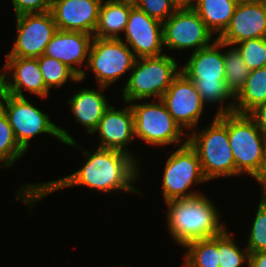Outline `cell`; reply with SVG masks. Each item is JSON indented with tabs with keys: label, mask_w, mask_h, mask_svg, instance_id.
<instances>
[{
	"label": "cell",
	"mask_w": 266,
	"mask_h": 267,
	"mask_svg": "<svg viewBox=\"0 0 266 267\" xmlns=\"http://www.w3.org/2000/svg\"><path fill=\"white\" fill-rule=\"evenodd\" d=\"M96 132L100 136L99 148L118 150L135 157L127 150V144L135 136L134 114L130 105L123 110H116L114 106H109L99 121L94 133Z\"/></svg>",
	"instance_id": "19"
},
{
	"label": "cell",
	"mask_w": 266,
	"mask_h": 267,
	"mask_svg": "<svg viewBox=\"0 0 266 267\" xmlns=\"http://www.w3.org/2000/svg\"><path fill=\"white\" fill-rule=\"evenodd\" d=\"M25 98L0 92V108L6 114L18 144L25 151L29 147L30 139L41 133L51 134L63 144L82 149L65 129L51 122L47 114Z\"/></svg>",
	"instance_id": "4"
},
{
	"label": "cell",
	"mask_w": 266,
	"mask_h": 267,
	"mask_svg": "<svg viewBox=\"0 0 266 267\" xmlns=\"http://www.w3.org/2000/svg\"><path fill=\"white\" fill-rule=\"evenodd\" d=\"M225 81L228 89L236 96L244 87L250 69L242 59L240 51L236 46L224 51Z\"/></svg>",
	"instance_id": "25"
},
{
	"label": "cell",
	"mask_w": 266,
	"mask_h": 267,
	"mask_svg": "<svg viewBox=\"0 0 266 267\" xmlns=\"http://www.w3.org/2000/svg\"><path fill=\"white\" fill-rule=\"evenodd\" d=\"M124 32L125 39L136 58L158 57L165 54H162L163 23L137 7L131 8Z\"/></svg>",
	"instance_id": "14"
},
{
	"label": "cell",
	"mask_w": 266,
	"mask_h": 267,
	"mask_svg": "<svg viewBox=\"0 0 266 267\" xmlns=\"http://www.w3.org/2000/svg\"><path fill=\"white\" fill-rule=\"evenodd\" d=\"M184 267H219L218 236L188 242Z\"/></svg>",
	"instance_id": "24"
},
{
	"label": "cell",
	"mask_w": 266,
	"mask_h": 267,
	"mask_svg": "<svg viewBox=\"0 0 266 267\" xmlns=\"http://www.w3.org/2000/svg\"><path fill=\"white\" fill-rule=\"evenodd\" d=\"M157 103L130 102L134 114V135L149 145L180 143L182 128L175 122L161 99Z\"/></svg>",
	"instance_id": "10"
},
{
	"label": "cell",
	"mask_w": 266,
	"mask_h": 267,
	"mask_svg": "<svg viewBox=\"0 0 266 267\" xmlns=\"http://www.w3.org/2000/svg\"><path fill=\"white\" fill-rule=\"evenodd\" d=\"M196 2L197 0H172L176 9H194Z\"/></svg>",
	"instance_id": "36"
},
{
	"label": "cell",
	"mask_w": 266,
	"mask_h": 267,
	"mask_svg": "<svg viewBox=\"0 0 266 267\" xmlns=\"http://www.w3.org/2000/svg\"><path fill=\"white\" fill-rule=\"evenodd\" d=\"M6 59L3 71L0 73L1 92L24 97L23 87L41 98L48 96L49 89L45 85L38 58L6 57ZM7 70H11L13 75L8 76Z\"/></svg>",
	"instance_id": "15"
},
{
	"label": "cell",
	"mask_w": 266,
	"mask_h": 267,
	"mask_svg": "<svg viewBox=\"0 0 266 267\" xmlns=\"http://www.w3.org/2000/svg\"><path fill=\"white\" fill-rule=\"evenodd\" d=\"M194 9H177L163 22L164 47L175 50L194 48V52L215 41Z\"/></svg>",
	"instance_id": "12"
},
{
	"label": "cell",
	"mask_w": 266,
	"mask_h": 267,
	"mask_svg": "<svg viewBox=\"0 0 266 267\" xmlns=\"http://www.w3.org/2000/svg\"><path fill=\"white\" fill-rule=\"evenodd\" d=\"M135 60L133 51L121 38L93 37L87 65L94 72L101 91L132 70Z\"/></svg>",
	"instance_id": "9"
},
{
	"label": "cell",
	"mask_w": 266,
	"mask_h": 267,
	"mask_svg": "<svg viewBox=\"0 0 266 267\" xmlns=\"http://www.w3.org/2000/svg\"><path fill=\"white\" fill-rule=\"evenodd\" d=\"M83 155L88 159L75 173L47 183L24 184L17 191L16 199L22 198L23 203L32 207L46 195L74 185H84L103 193L138 191L132 185L140 176L136 158L118 150L99 147L93 154L83 150Z\"/></svg>",
	"instance_id": "1"
},
{
	"label": "cell",
	"mask_w": 266,
	"mask_h": 267,
	"mask_svg": "<svg viewBox=\"0 0 266 267\" xmlns=\"http://www.w3.org/2000/svg\"><path fill=\"white\" fill-rule=\"evenodd\" d=\"M186 140L172 153L166 161L163 173V193L165 202L188 199L201 195L195 191H188L193 184L208 181L201 169L196 151Z\"/></svg>",
	"instance_id": "8"
},
{
	"label": "cell",
	"mask_w": 266,
	"mask_h": 267,
	"mask_svg": "<svg viewBox=\"0 0 266 267\" xmlns=\"http://www.w3.org/2000/svg\"><path fill=\"white\" fill-rule=\"evenodd\" d=\"M246 245L249 253L266 251V200H261Z\"/></svg>",
	"instance_id": "30"
},
{
	"label": "cell",
	"mask_w": 266,
	"mask_h": 267,
	"mask_svg": "<svg viewBox=\"0 0 266 267\" xmlns=\"http://www.w3.org/2000/svg\"><path fill=\"white\" fill-rule=\"evenodd\" d=\"M226 127L236 176L253 175L266 151V139L247 114H221L216 116Z\"/></svg>",
	"instance_id": "7"
},
{
	"label": "cell",
	"mask_w": 266,
	"mask_h": 267,
	"mask_svg": "<svg viewBox=\"0 0 266 267\" xmlns=\"http://www.w3.org/2000/svg\"><path fill=\"white\" fill-rule=\"evenodd\" d=\"M244 251L240 250L226 229L218 235L219 267H242L243 263L249 265L250 253L246 247Z\"/></svg>",
	"instance_id": "28"
},
{
	"label": "cell",
	"mask_w": 266,
	"mask_h": 267,
	"mask_svg": "<svg viewBox=\"0 0 266 267\" xmlns=\"http://www.w3.org/2000/svg\"><path fill=\"white\" fill-rule=\"evenodd\" d=\"M247 115L255 122L266 139V103L256 106Z\"/></svg>",
	"instance_id": "33"
},
{
	"label": "cell",
	"mask_w": 266,
	"mask_h": 267,
	"mask_svg": "<svg viewBox=\"0 0 266 267\" xmlns=\"http://www.w3.org/2000/svg\"><path fill=\"white\" fill-rule=\"evenodd\" d=\"M39 67L43 75L46 87H61L67 80L79 82L80 77L66 64L61 61L42 55L38 57Z\"/></svg>",
	"instance_id": "26"
},
{
	"label": "cell",
	"mask_w": 266,
	"mask_h": 267,
	"mask_svg": "<svg viewBox=\"0 0 266 267\" xmlns=\"http://www.w3.org/2000/svg\"><path fill=\"white\" fill-rule=\"evenodd\" d=\"M114 2L130 6L132 8L137 7L141 0H112Z\"/></svg>",
	"instance_id": "37"
},
{
	"label": "cell",
	"mask_w": 266,
	"mask_h": 267,
	"mask_svg": "<svg viewBox=\"0 0 266 267\" xmlns=\"http://www.w3.org/2000/svg\"><path fill=\"white\" fill-rule=\"evenodd\" d=\"M15 16L26 13H41L51 10L53 0H11Z\"/></svg>",
	"instance_id": "32"
},
{
	"label": "cell",
	"mask_w": 266,
	"mask_h": 267,
	"mask_svg": "<svg viewBox=\"0 0 266 267\" xmlns=\"http://www.w3.org/2000/svg\"><path fill=\"white\" fill-rule=\"evenodd\" d=\"M91 39L93 35L88 33L57 30L47 44L43 55L66 64L80 77L81 82L86 78L87 73L79 66H82L84 61L86 65L88 64Z\"/></svg>",
	"instance_id": "18"
},
{
	"label": "cell",
	"mask_w": 266,
	"mask_h": 267,
	"mask_svg": "<svg viewBox=\"0 0 266 267\" xmlns=\"http://www.w3.org/2000/svg\"><path fill=\"white\" fill-rule=\"evenodd\" d=\"M166 204L168 231L178 245L184 246L193 240L218 236L226 228L220 222L217 207L203 194Z\"/></svg>",
	"instance_id": "3"
},
{
	"label": "cell",
	"mask_w": 266,
	"mask_h": 267,
	"mask_svg": "<svg viewBox=\"0 0 266 267\" xmlns=\"http://www.w3.org/2000/svg\"><path fill=\"white\" fill-rule=\"evenodd\" d=\"M236 45L250 71L266 67V38L245 40Z\"/></svg>",
	"instance_id": "29"
},
{
	"label": "cell",
	"mask_w": 266,
	"mask_h": 267,
	"mask_svg": "<svg viewBox=\"0 0 266 267\" xmlns=\"http://www.w3.org/2000/svg\"><path fill=\"white\" fill-rule=\"evenodd\" d=\"M103 0H53L51 14L57 30L94 33Z\"/></svg>",
	"instance_id": "17"
},
{
	"label": "cell",
	"mask_w": 266,
	"mask_h": 267,
	"mask_svg": "<svg viewBox=\"0 0 266 267\" xmlns=\"http://www.w3.org/2000/svg\"><path fill=\"white\" fill-rule=\"evenodd\" d=\"M249 267H266V251L251 253Z\"/></svg>",
	"instance_id": "35"
},
{
	"label": "cell",
	"mask_w": 266,
	"mask_h": 267,
	"mask_svg": "<svg viewBox=\"0 0 266 267\" xmlns=\"http://www.w3.org/2000/svg\"><path fill=\"white\" fill-rule=\"evenodd\" d=\"M106 97L94 89H82L68 100L77 123L85 126L88 134H94L105 110L110 106Z\"/></svg>",
	"instance_id": "20"
},
{
	"label": "cell",
	"mask_w": 266,
	"mask_h": 267,
	"mask_svg": "<svg viewBox=\"0 0 266 267\" xmlns=\"http://www.w3.org/2000/svg\"><path fill=\"white\" fill-rule=\"evenodd\" d=\"M187 142L196 151L202 172L208 181L236 176L227 127L216 116L207 128L187 135Z\"/></svg>",
	"instance_id": "6"
},
{
	"label": "cell",
	"mask_w": 266,
	"mask_h": 267,
	"mask_svg": "<svg viewBox=\"0 0 266 267\" xmlns=\"http://www.w3.org/2000/svg\"><path fill=\"white\" fill-rule=\"evenodd\" d=\"M25 150L18 144L8 118L0 108V163L3 167H10L25 154Z\"/></svg>",
	"instance_id": "27"
},
{
	"label": "cell",
	"mask_w": 266,
	"mask_h": 267,
	"mask_svg": "<svg viewBox=\"0 0 266 267\" xmlns=\"http://www.w3.org/2000/svg\"><path fill=\"white\" fill-rule=\"evenodd\" d=\"M226 46L228 44L216 38L209 46L193 52L180 70L194 82L204 104L221 103L215 116L234 113L235 101L225 106V101L229 98L235 100L225 81L224 52L219 50Z\"/></svg>",
	"instance_id": "2"
},
{
	"label": "cell",
	"mask_w": 266,
	"mask_h": 267,
	"mask_svg": "<svg viewBox=\"0 0 266 267\" xmlns=\"http://www.w3.org/2000/svg\"><path fill=\"white\" fill-rule=\"evenodd\" d=\"M17 38L6 57L38 58L44 54L57 27L50 11L16 16Z\"/></svg>",
	"instance_id": "11"
},
{
	"label": "cell",
	"mask_w": 266,
	"mask_h": 267,
	"mask_svg": "<svg viewBox=\"0 0 266 267\" xmlns=\"http://www.w3.org/2000/svg\"><path fill=\"white\" fill-rule=\"evenodd\" d=\"M137 8L162 23L177 10L172 0H141Z\"/></svg>",
	"instance_id": "31"
},
{
	"label": "cell",
	"mask_w": 266,
	"mask_h": 267,
	"mask_svg": "<svg viewBox=\"0 0 266 267\" xmlns=\"http://www.w3.org/2000/svg\"><path fill=\"white\" fill-rule=\"evenodd\" d=\"M234 101V113L237 114H248L256 106L266 103V67L250 72Z\"/></svg>",
	"instance_id": "23"
},
{
	"label": "cell",
	"mask_w": 266,
	"mask_h": 267,
	"mask_svg": "<svg viewBox=\"0 0 266 267\" xmlns=\"http://www.w3.org/2000/svg\"><path fill=\"white\" fill-rule=\"evenodd\" d=\"M175 122L184 129L195 128L201 118L204 103L193 81L182 72L160 98Z\"/></svg>",
	"instance_id": "13"
},
{
	"label": "cell",
	"mask_w": 266,
	"mask_h": 267,
	"mask_svg": "<svg viewBox=\"0 0 266 267\" xmlns=\"http://www.w3.org/2000/svg\"><path fill=\"white\" fill-rule=\"evenodd\" d=\"M180 72L176 60L167 54L136 58L122 90L123 99L128 104L153 96L160 99Z\"/></svg>",
	"instance_id": "5"
},
{
	"label": "cell",
	"mask_w": 266,
	"mask_h": 267,
	"mask_svg": "<svg viewBox=\"0 0 266 267\" xmlns=\"http://www.w3.org/2000/svg\"><path fill=\"white\" fill-rule=\"evenodd\" d=\"M131 8L112 0H107L105 3L102 1L93 37L120 39L119 34L125 30Z\"/></svg>",
	"instance_id": "21"
},
{
	"label": "cell",
	"mask_w": 266,
	"mask_h": 267,
	"mask_svg": "<svg viewBox=\"0 0 266 267\" xmlns=\"http://www.w3.org/2000/svg\"><path fill=\"white\" fill-rule=\"evenodd\" d=\"M237 4L232 0H197L194 10L206 27L220 36L228 27Z\"/></svg>",
	"instance_id": "22"
},
{
	"label": "cell",
	"mask_w": 266,
	"mask_h": 267,
	"mask_svg": "<svg viewBox=\"0 0 266 267\" xmlns=\"http://www.w3.org/2000/svg\"><path fill=\"white\" fill-rule=\"evenodd\" d=\"M232 1L235 2L236 4H244V3L253 2L257 0H232Z\"/></svg>",
	"instance_id": "38"
},
{
	"label": "cell",
	"mask_w": 266,
	"mask_h": 267,
	"mask_svg": "<svg viewBox=\"0 0 266 267\" xmlns=\"http://www.w3.org/2000/svg\"><path fill=\"white\" fill-rule=\"evenodd\" d=\"M251 177H254L260 183L262 187L261 200H266V151L258 169Z\"/></svg>",
	"instance_id": "34"
},
{
	"label": "cell",
	"mask_w": 266,
	"mask_h": 267,
	"mask_svg": "<svg viewBox=\"0 0 266 267\" xmlns=\"http://www.w3.org/2000/svg\"><path fill=\"white\" fill-rule=\"evenodd\" d=\"M217 38L228 46L266 38V0L237 4L228 27Z\"/></svg>",
	"instance_id": "16"
}]
</instances>
